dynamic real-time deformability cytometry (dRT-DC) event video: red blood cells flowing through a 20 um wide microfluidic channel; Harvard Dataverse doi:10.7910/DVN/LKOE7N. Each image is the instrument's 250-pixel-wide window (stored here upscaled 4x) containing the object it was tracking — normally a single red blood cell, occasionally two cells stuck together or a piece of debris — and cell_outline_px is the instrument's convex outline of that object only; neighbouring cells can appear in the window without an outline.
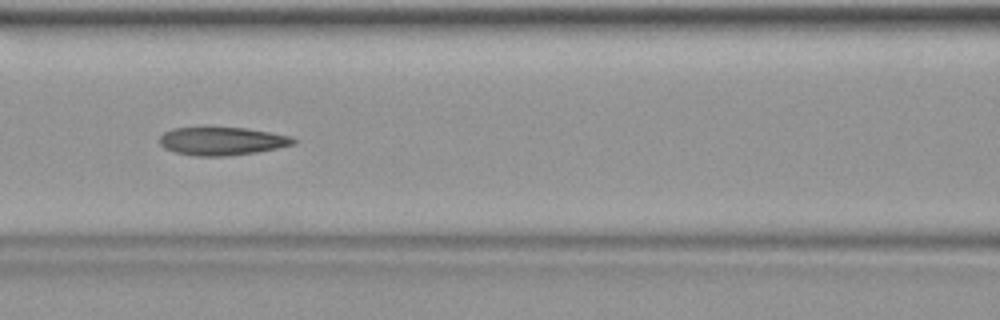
{"species": "common noctule bat (a hibernating species)", "species_latin": "Nyctalus noctula", "temperature_condition": "warm", "stored_images_in_passage": 41, "camera_frame_rate_fps": 3000, "um_per_image_px": 0.085, "animal": {"sex": "female", "body_mass_g": 19.9}, "frame": {"image": 1, "passage_image": 18, "time_ms": 5.667, "image_size_px": [1000, 320], "cell_outline_px": [[296, 144], [256, 152], [224, 156], [196, 156], [176, 152], [164, 148], [160, 144], [160, 136], [164, 132], [172, 128], [244, 128], [292, 136], [296, 140]], "centroid_in_image_um": [18.87, 12.0], "position_along_channel_um": 147.7, "area_um2": 21.68}}